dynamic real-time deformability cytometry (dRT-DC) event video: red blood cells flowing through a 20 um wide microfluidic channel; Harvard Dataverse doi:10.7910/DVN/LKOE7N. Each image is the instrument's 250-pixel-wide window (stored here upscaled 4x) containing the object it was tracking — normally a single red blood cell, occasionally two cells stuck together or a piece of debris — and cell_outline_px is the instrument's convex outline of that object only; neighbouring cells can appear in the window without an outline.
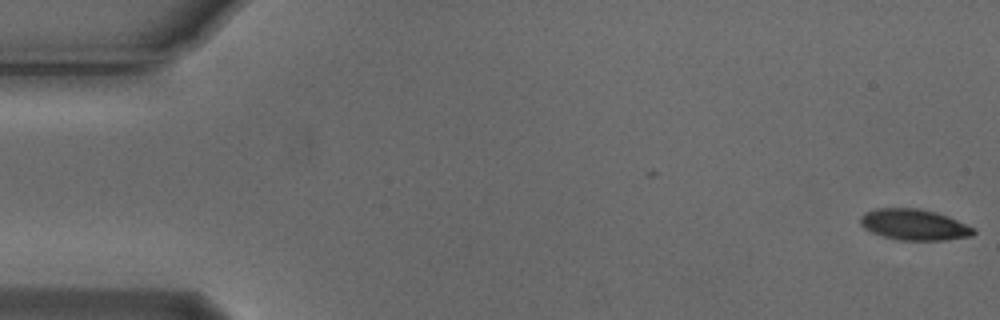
{"species": "Egyptian fruit bat (a non-hibernating species)", "species_latin": "Rousettus aegyptiacus", "temperature_condition": "cold", "stored_images_in_passage": 6, "camera_frame_rate_fps": 3000, "um_per_image_px": 0.085, "animal": {"sex": "male"}, "frame": {"image": 1, "passage_image": 1, "time_ms": 0.0, "image_size_px": [1000, 320], "cell_outline_px": [[976, 232], [972, 236], [944, 240], [900, 240], [884, 236], [872, 232], [864, 228], [860, 224], [860, 216], [864, 212], [876, 208], [916, 208], [936, 212], [948, 216], [976, 228]], "centroid_in_image_um": [77.71, 19.09], "position_along_channel_um": 7.3, "area_um2": 20.52}}